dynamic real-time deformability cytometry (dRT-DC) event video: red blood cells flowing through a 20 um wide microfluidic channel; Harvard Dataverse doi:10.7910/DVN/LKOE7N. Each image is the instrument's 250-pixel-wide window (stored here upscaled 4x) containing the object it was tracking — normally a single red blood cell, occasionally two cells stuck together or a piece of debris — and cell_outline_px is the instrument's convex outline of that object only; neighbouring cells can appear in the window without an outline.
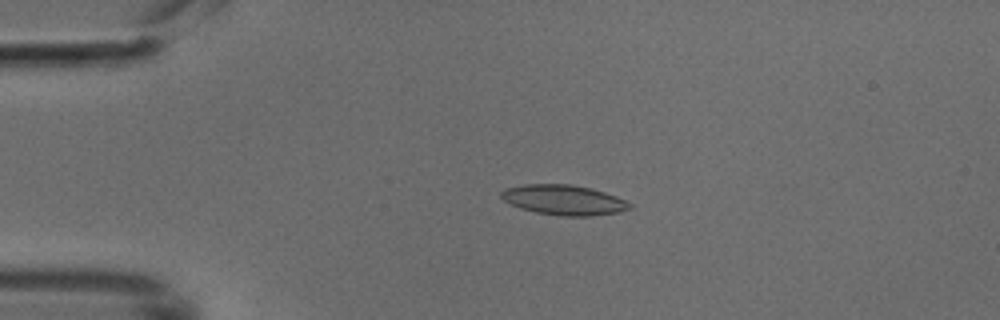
{"species": "common noctule bat (a hibernating species)", "species_latin": "Nyctalus noctula", "temperature_condition": "cold", "stored_images_in_passage": 43, "camera_frame_rate_fps": 3000, "um_per_image_px": 0.085, "animal": {"sex": "male", "body_mass_g": 18.8}, "frame": {"image": 1, "passage_image": 10, "time_ms": 3.0, "image_size_px": [1000, 320], "cell_outline_px": [[632, 208], [620, 212], [588, 216], [560, 216], [536, 212], [520, 208], [504, 200], [500, 196], [500, 192], [504, 188], [524, 184], [572, 184], [604, 192], [616, 196], [632, 204]], "centroid_in_image_um": [47.91, 16.99], "position_along_channel_um": 37.1, "area_um2": 22.48}}
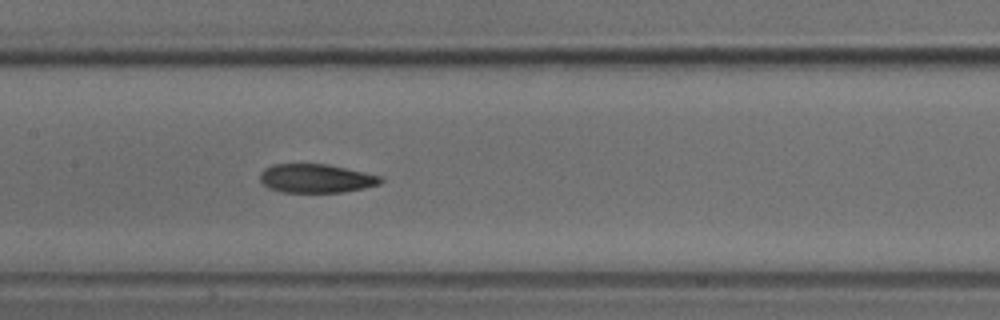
{"frame": {"image": 2, "passage_image": 23, "time_ms": 7.333, "image_size_px": [1000, 320], "cell_outline_px": [[384, 180], [380, 184], [364, 188], [344, 192], [280, 192], [268, 188], [260, 180], [260, 172], [264, 168], [272, 164], [328, 164], [384, 176]], "centroid_in_image_um": [26.89, 15.16], "position_along_channel_um": 180.5, "area_um2": 20.46}}
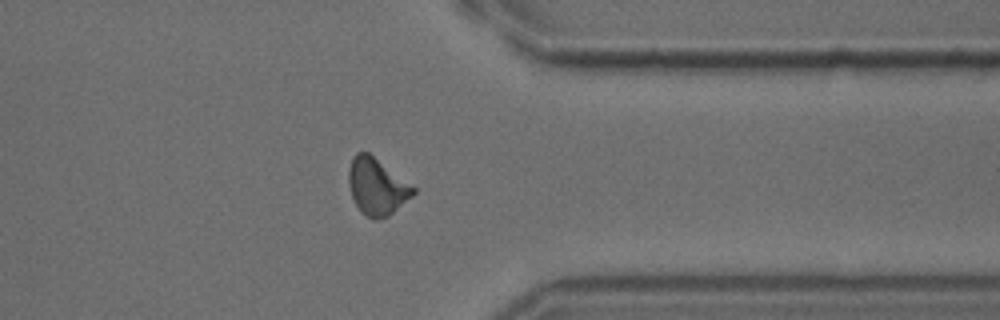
{"frame": {"image": 3, "passage_image": 38, "time_ms": 12.333, "image_size_px": [1000, 320], "cell_outline_px": [[416, 192], [412, 196], [388, 216], [376, 220], [368, 216], [356, 204], [352, 196], [348, 180], [348, 168], [352, 156], [356, 152], [368, 152], [416, 188]], "centroid_in_image_um": [32.02, 15.83], "position_along_channel_um": 379.4, "area_um2": 20.98}}